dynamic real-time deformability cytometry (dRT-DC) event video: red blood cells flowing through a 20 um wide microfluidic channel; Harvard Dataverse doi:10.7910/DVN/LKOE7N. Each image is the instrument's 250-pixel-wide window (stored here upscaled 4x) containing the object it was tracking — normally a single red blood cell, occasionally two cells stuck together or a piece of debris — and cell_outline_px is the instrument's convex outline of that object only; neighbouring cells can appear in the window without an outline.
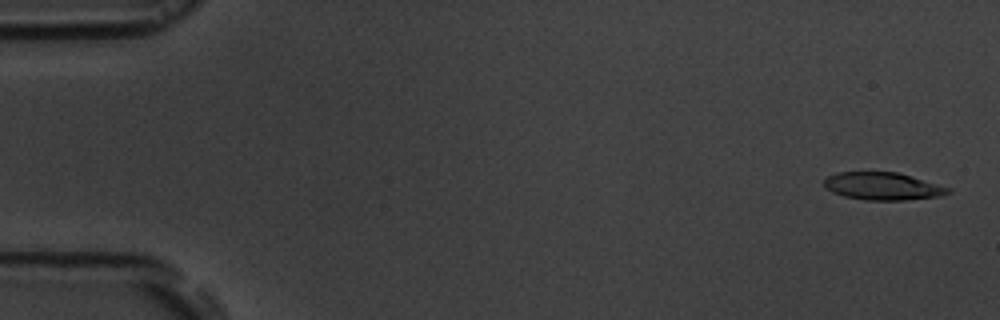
{"species": "common noctule bat (a hibernating species)", "species_latin": "Nyctalus noctula", "temperature_condition": "room temperature", "stored_images_in_passage": 4, "camera_frame_rate_fps": 3000, "um_per_image_px": 0.085, "animal": {"sex": "male", "body_mass_g": 19.5, "forearm_length_mm": 54.6}, "frame": {"image": 1, "passage_image": 1, "time_ms": 0.0, "image_size_px": [1000, 320], "cell_outline_px": [[952, 192], [944, 196], [904, 200], [864, 200], [844, 196], [832, 192], [824, 188], [824, 180], [828, 176], [836, 172], [896, 172], [952, 188]], "centroid_in_image_um": [75.04, 15.83], "position_along_channel_um": 10.0, "area_um2": 20.06}}